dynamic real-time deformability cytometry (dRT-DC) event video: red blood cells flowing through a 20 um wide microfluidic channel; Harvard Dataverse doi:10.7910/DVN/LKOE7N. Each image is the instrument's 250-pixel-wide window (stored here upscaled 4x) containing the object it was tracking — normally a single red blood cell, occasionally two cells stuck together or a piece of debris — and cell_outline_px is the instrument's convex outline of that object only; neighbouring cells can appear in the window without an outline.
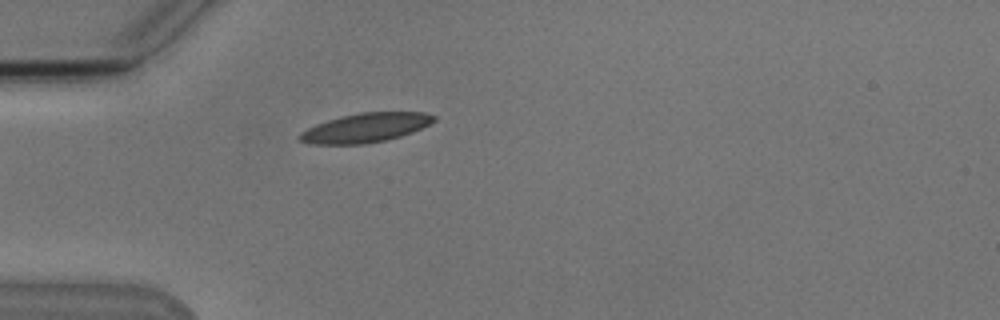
{"species": "Egyptian fruit bat (a non-hibernating species)", "species_latin": "Rousettus aegyptiacus", "temperature_condition": "cold", "stored_images_in_passage": 2, "camera_frame_rate_fps": 3000, "um_per_image_px": 0.085, "animal": {"sex": "male"}, "frame": {"image": 1, "passage_image": 2, "time_ms": 1.333, "image_size_px": [1000, 320], "cell_outline_px": [[436, 120], [412, 132], [400, 136], [384, 140], [364, 144], [308, 144], [300, 140], [296, 136], [300, 132], [316, 124], [328, 120], [360, 112], [424, 112], [436, 116]], "centroid_in_image_um": [31.04, 10.86], "position_along_channel_um": 54.0, "area_um2": 22.66}}